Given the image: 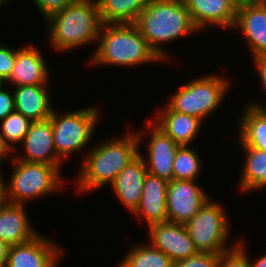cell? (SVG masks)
I'll return each instance as SVG.
<instances>
[{
	"instance_id": "6da1fadb",
	"label": "cell",
	"mask_w": 266,
	"mask_h": 267,
	"mask_svg": "<svg viewBox=\"0 0 266 267\" xmlns=\"http://www.w3.org/2000/svg\"><path fill=\"white\" fill-rule=\"evenodd\" d=\"M138 132L127 133L92 147L81 163L75 184L77 192L111 185L121 170L140 154L141 139L146 129Z\"/></svg>"
},
{
	"instance_id": "7a4b0ae2",
	"label": "cell",
	"mask_w": 266,
	"mask_h": 267,
	"mask_svg": "<svg viewBox=\"0 0 266 267\" xmlns=\"http://www.w3.org/2000/svg\"><path fill=\"white\" fill-rule=\"evenodd\" d=\"M45 21L51 47L61 52L96 44L103 25L96 0H73Z\"/></svg>"
},
{
	"instance_id": "3957f363",
	"label": "cell",
	"mask_w": 266,
	"mask_h": 267,
	"mask_svg": "<svg viewBox=\"0 0 266 267\" xmlns=\"http://www.w3.org/2000/svg\"><path fill=\"white\" fill-rule=\"evenodd\" d=\"M151 48L164 61L167 51L162 44L198 32L184 0H151L134 23Z\"/></svg>"
},
{
	"instance_id": "277c9868",
	"label": "cell",
	"mask_w": 266,
	"mask_h": 267,
	"mask_svg": "<svg viewBox=\"0 0 266 267\" xmlns=\"http://www.w3.org/2000/svg\"><path fill=\"white\" fill-rule=\"evenodd\" d=\"M91 64L117 67L164 61L151 48L134 23L103 24Z\"/></svg>"
},
{
	"instance_id": "5b68a950",
	"label": "cell",
	"mask_w": 266,
	"mask_h": 267,
	"mask_svg": "<svg viewBox=\"0 0 266 267\" xmlns=\"http://www.w3.org/2000/svg\"><path fill=\"white\" fill-rule=\"evenodd\" d=\"M11 162L14 171L8 184L1 173V185L8 203L25 204L27 200L51 195L64 186L61 170L55 165L24 162L13 157Z\"/></svg>"
},
{
	"instance_id": "8992f818",
	"label": "cell",
	"mask_w": 266,
	"mask_h": 267,
	"mask_svg": "<svg viewBox=\"0 0 266 267\" xmlns=\"http://www.w3.org/2000/svg\"><path fill=\"white\" fill-rule=\"evenodd\" d=\"M229 82L217 74L193 79L181 85L167 105L173 111L197 117L204 122L222 104L225 94L229 92Z\"/></svg>"
},
{
	"instance_id": "52a82bcc",
	"label": "cell",
	"mask_w": 266,
	"mask_h": 267,
	"mask_svg": "<svg viewBox=\"0 0 266 267\" xmlns=\"http://www.w3.org/2000/svg\"><path fill=\"white\" fill-rule=\"evenodd\" d=\"M98 108L89 106L59 116L54 110L50 116L53 143L57 156L62 160L79 152L90 142L99 121Z\"/></svg>"
},
{
	"instance_id": "ba28073f",
	"label": "cell",
	"mask_w": 266,
	"mask_h": 267,
	"mask_svg": "<svg viewBox=\"0 0 266 267\" xmlns=\"http://www.w3.org/2000/svg\"><path fill=\"white\" fill-rule=\"evenodd\" d=\"M221 203L210 198L184 225L199 252L221 254L234 247L227 245L230 235V219ZM230 227V228H229Z\"/></svg>"
},
{
	"instance_id": "9c48e42d",
	"label": "cell",
	"mask_w": 266,
	"mask_h": 267,
	"mask_svg": "<svg viewBox=\"0 0 266 267\" xmlns=\"http://www.w3.org/2000/svg\"><path fill=\"white\" fill-rule=\"evenodd\" d=\"M209 196L194 180H172L168 183L167 221L185 224L208 201Z\"/></svg>"
},
{
	"instance_id": "30bf717a",
	"label": "cell",
	"mask_w": 266,
	"mask_h": 267,
	"mask_svg": "<svg viewBox=\"0 0 266 267\" xmlns=\"http://www.w3.org/2000/svg\"><path fill=\"white\" fill-rule=\"evenodd\" d=\"M38 234L32 240L10 246L6 267H58L64 254L63 248L54 241Z\"/></svg>"
},
{
	"instance_id": "8fae6325",
	"label": "cell",
	"mask_w": 266,
	"mask_h": 267,
	"mask_svg": "<svg viewBox=\"0 0 266 267\" xmlns=\"http://www.w3.org/2000/svg\"><path fill=\"white\" fill-rule=\"evenodd\" d=\"M147 227L150 244L174 262L187 259L199 252L184 224L166 221Z\"/></svg>"
},
{
	"instance_id": "7c38bea8",
	"label": "cell",
	"mask_w": 266,
	"mask_h": 267,
	"mask_svg": "<svg viewBox=\"0 0 266 267\" xmlns=\"http://www.w3.org/2000/svg\"><path fill=\"white\" fill-rule=\"evenodd\" d=\"M233 29L243 35L252 58L266 56V3L240 2Z\"/></svg>"
},
{
	"instance_id": "4fadbf2b",
	"label": "cell",
	"mask_w": 266,
	"mask_h": 267,
	"mask_svg": "<svg viewBox=\"0 0 266 267\" xmlns=\"http://www.w3.org/2000/svg\"><path fill=\"white\" fill-rule=\"evenodd\" d=\"M147 122V130H152L150 133L147 131L149 134L147 157L143 156L147 171L169 183L174 180L173 160L181 145L160 130L153 121L149 119Z\"/></svg>"
},
{
	"instance_id": "5bb4252c",
	"label": "cell",
	"mask_w": 266,
	"mask_h": 267,
	"mask_svg": "<svg viewBox=\"0 0 266 267\" xmlns=\"http://www.w3.org/2000/svg\"><path fill=\"white\" fill-rule=\"evenodd\" d=\"M191 20L200 32L212 25L233 29L236 21L238 0H184Z\"/></svg>"
},
{
	"instance_id": "9a60e30c",
	"label": "cell",
	"mask_w": 266,
	"mask_h": 267,
	"mask_svg": "<svg viewBox=\"0 0 266 267\" xmlns=\"http://www.w3.org/2000/svg\"><path fill=\"white\" fill-rule=\"evenodd\" d=\"M23 147L25 155L14 156L15 159L30 162L55 165L60 170L61 159L57 156L53 143V131L50 119L33 122L24 137ZM61 167V168H60Z\"/></svg>"
},
{
	"instance_id": "2e32d148",
	"label": "cell",
	"mask_w": 266,
	"mask_h": 267,
	"mask_svg": "<svg viewBox=\"0 0 266 267\" xmlns=\"http://www.w3.org/2000/svg\"><path fill=\"white\" fill-rule=\"evenodd\" d=\"M147 167L140 153L127 164L110 185L121 204L133 213L140 203Z\"/></svg>"
},
{
	"instance_id": "e0dca14e",
	"label": "cell",
	"mask_w": 266,
	"mask_h": 267,
	"mask_svg": "<svg viewBox=\"0 0 266 267\" xmlns=\"http://www.w3.org/2000/svg\"><path fill=\"white\" fill-rule=\"evenodd\" d=\"M42 53L34 46L16 49V61L7 80L14 86L47 85L49 68Z\"/></svg>"
},
{
	"instance_id": "ac0fdd59",
	"label": "cell",
	"mask_w": 266,
	"mask_h": 267,
	"mask_svg": "<svg viewBox=\"0 0 266 267\" xmlns=\"http://www.w3.org/2000/svg\"><path fill=\"white\" fill-rule=\"evenodd\" d=\"M168 182L147 173L142 190L140 203L132 213L139 221H145L148 226L167 221Z\"/></svg>"
},
{
	"instance_id": "d6986e66",
	"label": "cell",
	"mask_w": 266,
	"mask_h": 267,
	"mask_svg": "<svg viewBox=\"0 0 266 267\" xmlns=\"http://www.w3.org/2000/svg\"><path fill=\"white\" fill-rule=\"evenodd\" d=\"M39 233L30 224L25 204H3L0 209V240L14 246L32 240Z\"/></svg>"
},
{
	"instance_id": "ffe728a7",
	"label": "cell",
	"mask_w": 266,
	"mask_h": 267,
	"mask_svg": "<svg viewBox=\"0 0 266 267\" xmlns=\"http://www.w3.org/2000/svg\"><path fill=\"white\" fill-rule=\"evenodd\" d=\"M164 107L160 114L157 113L150 120L179 145L193 143L201 130L203 121L197 117L173 111L167 104Z\"/></svg>"
},
{
	"instance_id": "44dd1931",
	"label": "cell",
	"mask_w": 266,
	"mask_h": 267,
	"mask_svg": "<svg viewBox=\"0 0 266 267\" xmlns=\"http://www.w3.org/2000/svg\"><path fill=\"white\" fill-rule=\"evenodd\" d=\"M48 85L16 86L14 92L15 110L23 114L32 122L49 119L53 105H51Z\"/></svg>"
},
{
	"instance_id": "7402d4cb",
	"label": "cell",
	"mask_w": 266,
	"mask_h": 267,
	"mask_svg": "<svg viewBox=\"0 0 266 267\" xmlns=\"http://www.w3.org/2000/svg\"><path fill=\"white\" fill-rule=\"evenodd\" d=\"M241 115L238 130L240 147L266 151V108L248 104Z\"/></svg>"
},
{
	"instance_id": "603a6c76",
	"label": "cell",
	"mask_w": 266,
	"mask_h": 267,
	"mask_svg": "<svg viewBox=\"0 0 266 267\" xmlns=\"http://www.w3.org/2000/svg\"><path fill=\"white\" fill-rule=\"evenodd\" d=\"M103 24L135 23L151 0H96Z\"/></svg>"
},
{
	"instance_id": "cb8c5ba5",
	"label": "cell",
	"mask_w": 266,
	"mask_h": 267,
	"mask_svg": "<svg viewBox=\"0 0 266 267\" xmlns=\"http://www.w3.org/2000/svg\"><path fill=\"white\" fill-rule=\"evenodd\" d=\"M240 148L246 153L243 170L238 181L240 189L250 192L266 187V151L250 147Z\"/></svg>"
},
{
	"instance_id": "d4e9b609",
	"label": "cell",
	"mask_w": 266,
	"mask_h": 267,
	"mask_svg": "<svg viewBox=\"0 0 266 267\" xmlns=\"http://www.w3.org/2000/svg\"><path fill=\"white\" fill-rule=\"evenodd\" d=\"M130 250V251H129ZM116 267H173L174 261L150 243H137Z\"/></svg>"
},
{
	"instance_id": "484cf974",
	"label": "cell",
	"mask_w": 266,
	"mask_h": 267,
	"mask_svg": "<svg viewBox=\"0 0 266 267\" xmlns=\"http://www.w3.org/2000/svg\"><path fill=\"white\" fill-rule=\"evenodd\" d=\"M189 147L182 145L178 148L173 160V175L174 180H198V175L201 173V157Z\"/></svg>"
},
{
	"instance_id": "4316f807",
	"label": "cell",
	"mask_w": 266,
	"mask_h": 267,
	"mask_svg": "<svg viewBox=\"0 0 266 267\" xmlns=\"http://www.w3.org/2000/svg\"><path fill=\"white\" fill-rule=\"evenodd\" d=\"M0 123V133L15 153L17 151L15 144L22 143L33 122L20 112L14 110L6 118L1 120Z\"/></svg>"
},
{
	"instance_id": "83f0119b",
	"label": "cell",
	"mask_w": 266,
	"mask_h": 267,
	"mask_svg": "<svg viewBox=\"0 0 266 267\" xmlns=\"http://www.w3.org/2000/svg\"><path fill=\"white\" fill-rule=\"evenodd\" d=\"M246 250L244 241L237 240L234 247L220 254L216 267H251Z\"/></svg>"
},
{
	"instance_id": "f1b7e54d",
	"label": "cell",
	"mask_w": 266,
	"mask_h": 267,
	"mask_svg": "<svg viewBox=\"0 0 266 267\" xmlns=\"http://www.w3.org/2000/svg\"><path fill=\"white\" fill-rule=\"evenodd\" d=\"M220 254L198 252L187 259L174 262L173 267H216Z\"/></svg>"
},
{
	"instance_id": "f546056e",
	"label": "cell",
	"mask_w": 266,
	"mask_h": 267,
	"mask_svg": "<svg viewBox=\"0 0 266 267\" xmlns=\"http://www.w3.org/2000/svg\"><path fill=\"white\" fill-rule=\"evenodd\" d=\"M16 61V49L7 44H0V78L6 83L9 79Z\"/></svg>"
},
{
	"instance_id": "4dcf8cb0",
	"label": "cell",
	"mask_w": 266,
	"mask_h": 267,
	"mask_svg": "<svg viewBox=\"0 0 266 267\" xmlns=\"http://www.w3.org/2000/svg\"><path fill=\"white\" fill-rule=\"evenodd\" d=\"M72 1L73 0H33L35 6H37L45 19L54 13L62 11Z\"/></svg>"
},
{
	"instance_id": "1f68e13d",
	"label": "cell",
	"mask_w": 266,
	"mask_h": 267,
	"mask_svg": "<svg viewBox=\"0 0 266 267\" xmlns=\"http://www.w3.org/2000/svg\"><path fill=\"white\" fill-rule=\"evenodd\" d=\"M15 110L14 92L7 91V88L0 90V121L6 118Z\"/></svg>"
},
{
	"instance_id": "d6a6232c",
	"label": "cell",
	"mask_w": 266,
	"mask_h": 267,
	"mask_svg": "<svg viewBox=\"0 0 266 267\" xmlns=\"http://www.w3.org/2000/svg\"><path fill=\"white\" fill-rule=\"evenodd\" d=\"M254 60V66L255 69H257V74L259 79L261 80V84L262 87L265 89L266 92V56H258V57H254L252 58ZM250 105L255 106V107H259V108H266V105H261L260 103L257 102H250Z\"/></svg>"
},
{
	"instance_id": "836d02e7",
	"label": "cell",
	"mask_w": 266,
	"mask_h": 267,
	"mask_svg": "<svg viewBox=\"0 0 266 267\" xmlns=\"http://www.w3.org/2000/svg\"><path fill=\"white\" fill-rule=\"evenodd\" d=\"M13 152L14 150L10 148V146L6 143L4 137L0 133V167L3 161L6 160L7 156H9V154L11 155Z\"/></svg>"
},
{
	"instance_id": "e575fe53",
	"label": "cell",
	"mask_w": 266,
	"mask_h": 267,
	"mask_svg": "<svg viewBox=\"0 0 266 267\" xmlns=\"http://www.w3.org/2000/svg\"><path fill=\"white\" fill-rule=\"evenodd\" d=\"M9 249L10 246L7 243L0 240V266L6 265Z\"/></svg>"
},
{
	"instance_id": "d590c367",
	"label": "cell",
	"mask_w": 266,
	"mask_h": 267,
	"mask_svg": "<svg viewBox=\"0 0 266 267\" xmlns=\"http://www.w3.org/2000/svg\"><path fill=\"white\" fill-rule=\"evenodd\" d=\"M249 261H250L251 267H266V254L263 255L262 257H259L255 261L250 259V256H249Z\"/></svg>"
},
{
	"instance_id": "8d00e7d4",
	"label": "cell",
	"mask_w": 266,
	"mask_h": 267,
	"mask_svg": "<svg viewBox=\"0 0 266 267\" xmlns=\"http://www.w3.org/2000/svg\"><path fill=\"white\" fill-rule=\"evenodd\" d=\"M5 202H6V198H5L4 190H3V187L0 183V209Z\"/></svg>"
},
{
	"instance_id": "74e56055",
	"label": "cell",
	"mask_w": 266,
	"mask_h": 267,
	"mask_svg": "<svg viewBox=\"0 0 266 267\" xmlns=\"http://www.w3.org/2000/svg\"><path fill=\"white\" fill-rule=\"evenodd\" d=\"M239 2H255V1H258V2H262V0H238Z\"/></svg>"
},
{
	"instance_id": "f35d334b",
	"label": "cell",
	"mask_w": 266,
	"mask_h": 267,
	"mask_svg": "<svg viewBox=\"0 0 266 267\" xmlns=\"http://www.w3.org/2000/svg\"><path fill=\"white\" fill-rule=\"evenodd\" d=\"M5 83L6 82L2 78H0V90L4 87Z\"/></svg>"
},
{
	"instance_id": "ab89813d",
	"label": "cell",
	"mask_w": 266,
	"mask_h": 267,
	"mask_svg": "<svg viewBox=\"0 0 266 267\" xmlns=\"http://www.w3.org/2000/svg\"><path fill=\"white\" fill-rule=\"evenodd\" d=\"M11 0H0V6L7 4V2H10Z\"/></svg>"
}]
</instances>
